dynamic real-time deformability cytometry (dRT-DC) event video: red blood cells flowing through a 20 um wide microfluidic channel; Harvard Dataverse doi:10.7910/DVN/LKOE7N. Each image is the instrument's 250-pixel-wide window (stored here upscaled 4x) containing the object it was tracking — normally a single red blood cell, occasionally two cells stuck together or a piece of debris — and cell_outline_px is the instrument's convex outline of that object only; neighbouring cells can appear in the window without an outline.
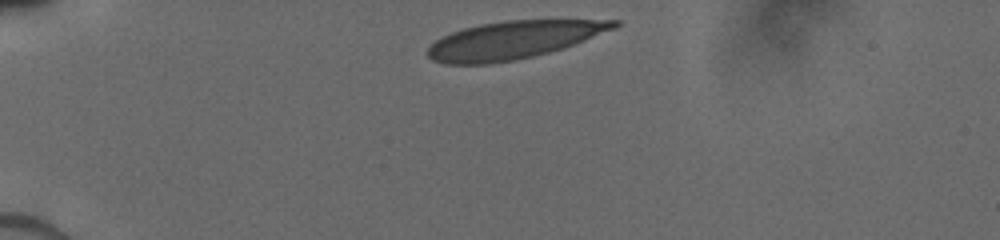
{"species": "human", "species_latin": "Homo sapiens", "temperature_condition": "cold", "stored_images_in_passage": 7, "camera_frame_rate_fps": 3000, "um_per_image_px": 0.085, "donor": {"sex": "male"}, "frame": {"image": 1, "passage_image": 1, "time_ms": 0.0, "image_size_px": [1000, 240], "cell_outline_px": [[620, 24], [616, 28], [564, 48], [516, 60], [488, 64], [444, 64], [432, 60], [428, 56], [428, 48], [440, 36], [464, 28], [480, 24], [504, 20], [620, 20]], "centroid_in_image_um": [43.63, 3.4], "position_along_channel_um": 41.4, "area_um2": 40.92}}
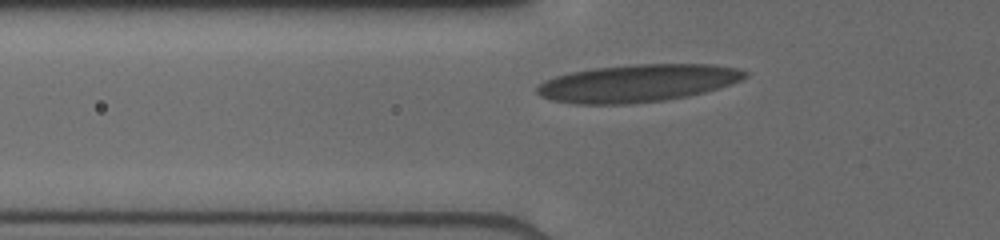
{"frame": {"image": 2, "passage_image": 4, "time_ms": 2.0, "image_size_px": [1000, 240], "cell_outline_px": [[748, 76], [744, 80], [732, 84], [704, 92], [688, 96], [664, 100], [628, 104], [576, 104], [548, 100], [540, 96], [536, 92], [536, 88], [544, 80], [556, 76], [572, 72], [592, 68], [632, 64], [716, 64], [740, 68], [748, 72]], "centroid_in_image_um": [54.22, 7.06], "position_along_channel_um": 71.6, "area_um2": 45.95}}
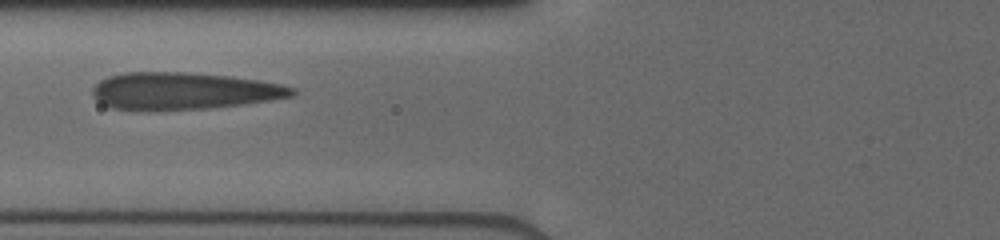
{"frame": {"image": 3, "passage_image": 6, "time_ms": 3.0, "image_size_px": [1000, 240], "cell_outline_px": [[296, 92], [292, 96], [272, 100], [244, 104], [208, 108], [112, 108], [96, 100], [92, 96], [92, 88], [100, 80], [108, 76], [124, 72], [184, 72], [228, 76], [260, 80], [280, 84], [296, 88]], "centroid_in_image_um": [15.64, 7.7], "position_along_channel_um": 110.2, "area_um2": 42.37}}